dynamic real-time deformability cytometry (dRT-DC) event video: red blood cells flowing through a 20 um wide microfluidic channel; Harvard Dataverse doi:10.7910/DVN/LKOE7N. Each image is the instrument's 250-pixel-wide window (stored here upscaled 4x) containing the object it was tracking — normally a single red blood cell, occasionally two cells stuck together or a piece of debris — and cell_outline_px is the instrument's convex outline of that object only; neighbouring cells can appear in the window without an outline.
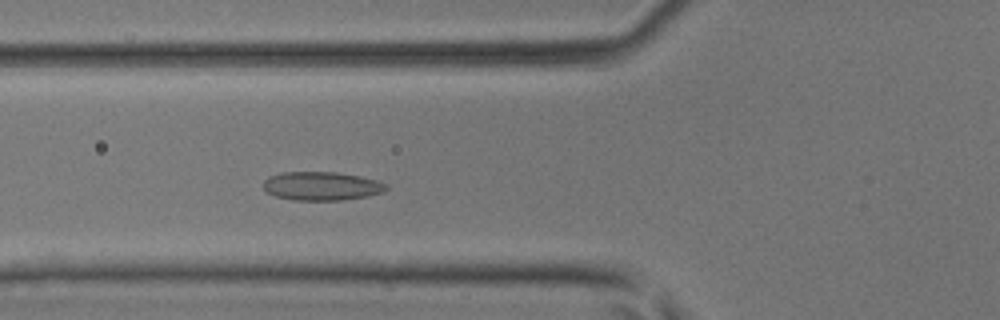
{"species": "common noctule bat (a hibernating species)", "species_latin": "Nyctalus noctula", "temperature_condition": "room temperature", "stored_images_in_passage": 34, "camera_frame_rate_fps": 3000, "um_per_image_px": 0.085, "animal": {"sex": "male", "body_mass_g": 17.9, "forearm_length_mm": 54.2}, "frame": {"image": 1, "passage_image": 7, "time_ms": 2.0, "image_size_px": [1000, 320], "cell_outline_px": [[388, 188], [380, 192], [364, 196], [344, 200], [296, 200], [276, 196], [268, 192], [264, 188], [264, 180], [268, 176], [280, 172], [336, 172], [360, 176], [376, 180], [388, 184]], "centroid_in_image_um": [27.32, 15.8], "position_along_channel_um": 98.5, "area_um2": 20.35}}
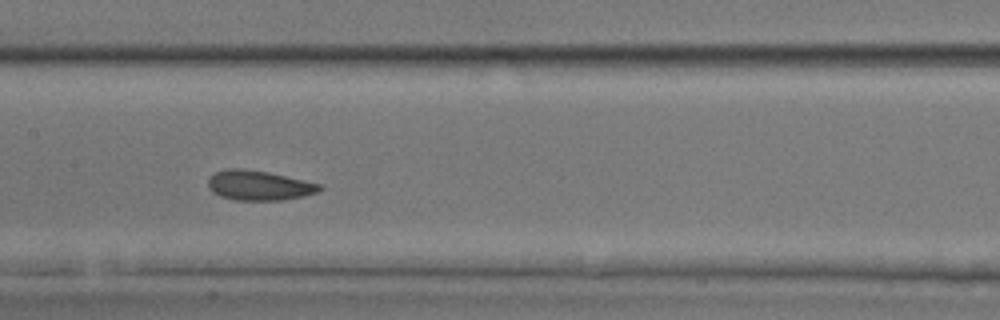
{"frame": {"image": 2, "passage_image": 13, "time_ms": 4.0, "image_size_px": [1000, 320], "cell_outline_px": [[324, 188], [316, 192], [304, 196], [284, 200], [236, 200], [220, 196], [212, 192], [208, 184], [208, 176], [212, 172], [224, 168], [244, 168], [268, 172], [304, 180], [320, 184]], "centroid_in_image_um": [21.96, 15.74], "position_along_channel_um": 185.4, "area_um2": 19.59}}
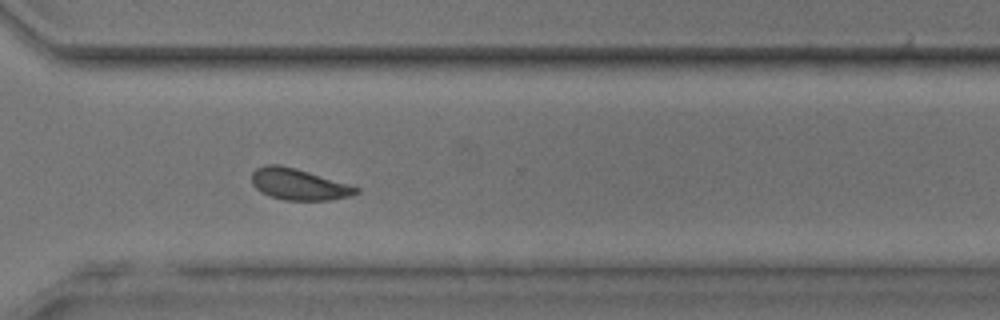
{"frame": {"image": 3, "passage_image": 24, "time_ms": 7.667, "image_size_px": [1000, 320], "cell_outline_px": [[360, 192], [348, 196], [328, 200], [284, 200], [268, 196], [260, 192], [252, 184], [252, 172], [256, 168], [264, 164], [280, 164], [296, 168], [348, 184], [360, 188]], "centroid_in_image_um": [25.34, 15.66], "position_along_channel_um": 345.3, "area_um2": 19.07}}